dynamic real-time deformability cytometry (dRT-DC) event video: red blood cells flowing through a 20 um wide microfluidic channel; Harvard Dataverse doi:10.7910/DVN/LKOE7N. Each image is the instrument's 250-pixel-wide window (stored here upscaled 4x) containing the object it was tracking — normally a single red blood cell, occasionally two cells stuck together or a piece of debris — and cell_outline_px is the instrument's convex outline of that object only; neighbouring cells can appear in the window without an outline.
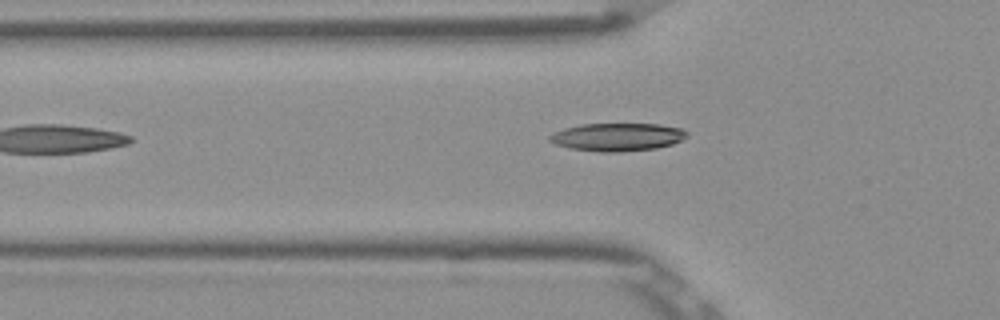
{"species": "Egyptian fruit bat (a non-hibernating species)", "species_latin": "Rousettus aegyptiacus", "temperature_condition": "room temperature", "stored_images_in_passage": 5, "camera_frame_rate_fps": 3000, "um_per_image_px": 0.085, "frame": {"image": 1, "passage_image": 3, "time_ms": 0.667, "image_size_px": [1000, 320], "cell_outline_px": [[688, 136], [672, 144], [656, 148], [620, 152], [600, 152], [572, 148], [556, 144], [548, 140], [548, 136], [552, 132], [564, 128], [580, 124], [660, 124], [684, 128], [688, 132]], "centroid_in_image_um": [52.49, 11.63], "position_along_channel_um": 73.3, "area_um2": 22.48}}
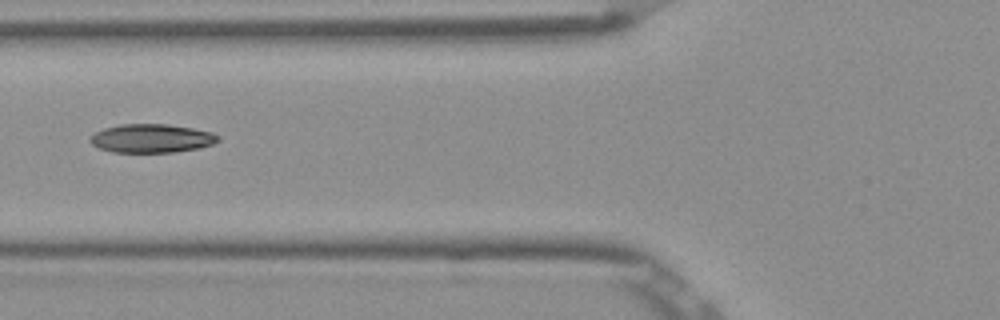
{"frame": {"image": 2, "passage_image": 4, "time_ms": 1.0, "image_size_px": [1000, 320], "cell_outline_px": [[220, 140], [212, 144], [200, 148], [172, 152], [112, 152], [100, 148], [92, 144], [88, 140], [88, 136], [104, 128], [120, 124], [168, 124], [192, 128], [212, 132], [220, 136]], "centroid_in_image_um": [12.87, 11.76], "position_along_channel_um": 112.9, "area_um2": 21.44}}
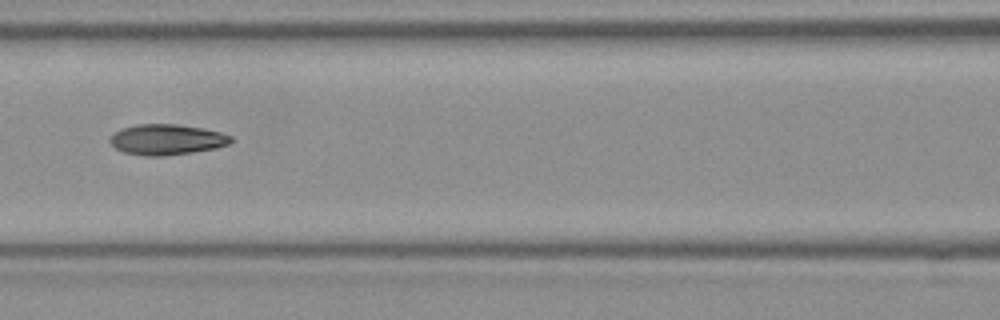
{"frame": {"image": 3, "passage_image": 5, "time_ms": 1.333, "image_size_px": [1000, 320], "cell_outline_px": [[232, 140], [228, 144], [216, 148], [192, 152], [164, 156], [144, 156], [124, 152], [116, 148], [108, 140], [120, 128], [136, 124], [176, 124], [200, 128], [220, 132], [232, 136]], "centroid_in_image_um": [14.15, 11.86], "position_along_channel_um": 152.4, "area_um2": 21.44}}